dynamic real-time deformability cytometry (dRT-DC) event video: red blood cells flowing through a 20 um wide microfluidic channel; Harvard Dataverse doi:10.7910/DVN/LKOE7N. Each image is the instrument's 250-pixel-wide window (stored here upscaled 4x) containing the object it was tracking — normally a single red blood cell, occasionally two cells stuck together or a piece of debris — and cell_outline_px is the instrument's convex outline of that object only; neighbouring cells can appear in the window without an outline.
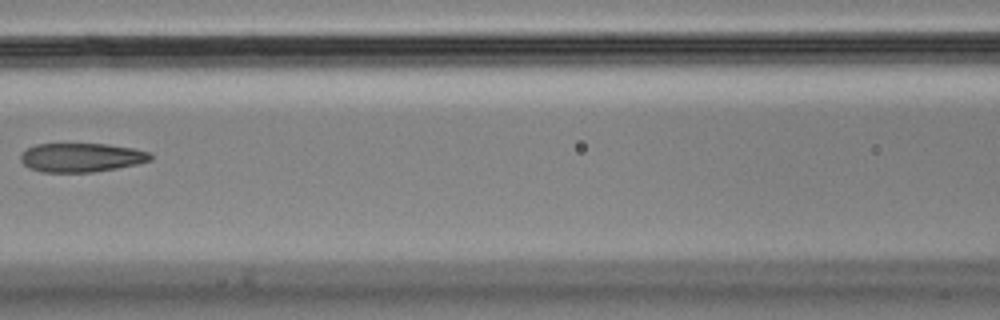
{"species": "Egyptian fruit bat (a non-hibernating species)", "species_latin": "Rousettus aegyptiacus", "temperature_condition": "cold", "stored_images_in_passage": 6, "camera_frame_rate_fps": 3000, "um_per_image_px": 0.085, "animal": {"sex": "male"}, "frame": {"image": 1, "passage_image": 6, "time_ms": 1.667, "image_size_px": [1000, 320], "cell_outline_px": [[152, 160], [136, 164], [116, 168], [92, 172], [40, 172], [28, 168], [20, 160], [20, 156], [28, 148], [36, 144], [108, 144], [132, 148], [152, 152]], "centroid_in_image_um": [6.92, 13.39], "position_along_channel_um": 159.7, "area_um2": 21.91}}